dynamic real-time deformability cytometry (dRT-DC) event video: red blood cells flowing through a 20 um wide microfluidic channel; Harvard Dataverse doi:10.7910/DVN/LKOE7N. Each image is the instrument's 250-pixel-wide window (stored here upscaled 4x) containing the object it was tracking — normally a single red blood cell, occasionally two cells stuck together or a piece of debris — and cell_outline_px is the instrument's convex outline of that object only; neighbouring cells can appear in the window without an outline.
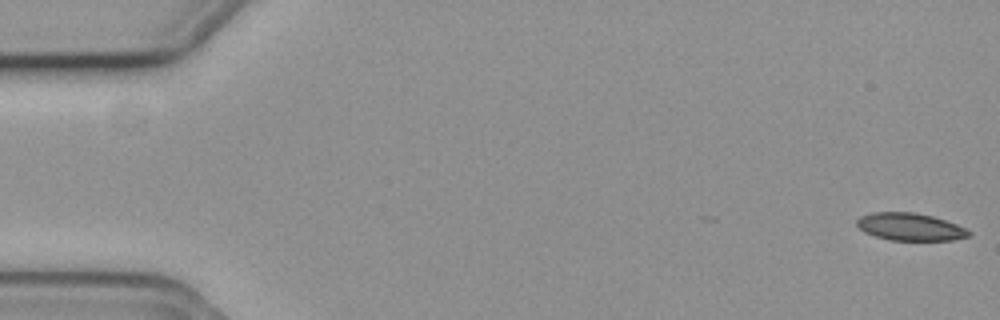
{"species": "common noctule bat (a hibernating species)", "species_latin": "Nyctalus noctula", "temperature_condition": "cold", "stored_images_in_passage": 45, "camera_frame_rate_fps": 3000, "um_per_image_px": 0.085, "animal": {"sex": "female", "body_mass_g": 19.3, "forearm_length_mm": 54.1}, "frame": {"image": 1, "passage_image": 1, "time_ms": 0.0, "image_size_px": [1000, 320], "cell_outline_px": [[972, 236], [952, 240], [888, 240], [864, 232], [856, 224], [856, 220], [860, 216], [872, 212], [916, 212], [932, 216], [956, 224], [972, 232]], "centroid_in_image_um": [77.36, 19.28], "position_along_channel_um": 7.6, "area_um2": 17.98}}
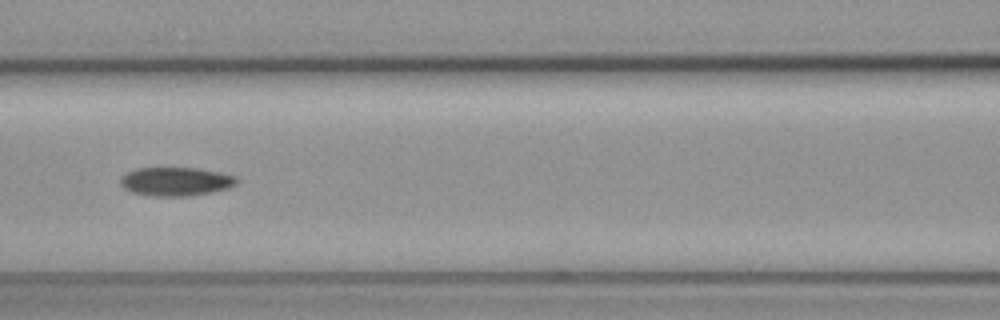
{"frame": {"image": 2, "passage_image": 25, "time_ms": 8.0, "image_size_px": [1000, 320], "cell_outline_px": [[240, 180], [236, 184], [228, 188], [212, 192], [192, 196], [148, 196], [132, 192], [124, 188], [120, 184], [120, 176], [136, 168], [196, 168], [220, 172], [236, 176]], "centroid_in_image_um": [14.95, 15.43], "position_along_channel_um": 151.7, "area_um2": 19.65}}
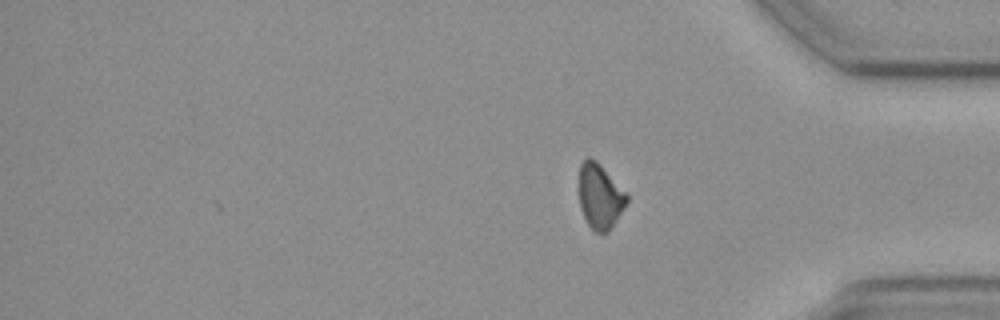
{"frame": {"image": 3, "passage_image": 45, "time_ms": 14.667, "image_size_px": [1000, 320], "cell_outline_px": [[628, 200], [624, 208], [608, 232], [596, 232], [588, 224], [580, 208], [580, 164], [588, 156], [596, 160], [628, 192]], "centroid_in_image_um": [51.03, 16.66], "position_along_channel_um": 384.2, "area_um2": 18.03}}